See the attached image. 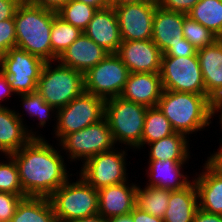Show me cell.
Returning a JSON list of instances; mask_svg holds the SVG:
<instances>
[{"label":"cell","mask_w":222,"mask_h":222,"mask_svg":"<svg viewBox=\"0 0 222 222\" xmlns=\"http://www.w3.org/2000/svg\"><path fill=\"white\" fill-rule=\"evenodd\" d=\"M79 177L72 183L68 179L48 197L58 222H70L98 213V190Z\"/></svg>","instance_id":"8992f818"},{"label":"cell","mask_w":222,"mask_h":222,"mask_svg":"<svg viewBox=\"0 0 222 222\" xmlns=\"http://www.w3.org/2000/svg\"><path fill=\"white\" fill-rule=\"evenodd\" d=\"M104 115L105 100L84 91L65 107L57 110L55 138L60 142L66 135L99 122Z\"/></svg>","instance_id":"52a82bcc"},{"label":"cell","mask_w":222,"mask_h":222,"mask_svg":"<svg viewBox=\"0 0 222 222\" xmlns=\"http://www.w3.org/2000/svg\"><path fill=\"white\" fill-rule=\"evenodd\" d=\"M26 195H16L0 191V222L11 221L18 203Z\"/></svg>","instance_id":"d590c367"},{"label":"cell","mask_w":222,"mask_h":222,"mask_svg":"<svg viewBox=\"0 0 222 222\" xmlns=\"http://www.w3.org/2000/svg\"><path fill=\"white\" fill-rule=\"evenodd\" d=\"M172 190L146 186L143 189L138 185L136 191V207L163 219L168 208L169 196Z\"/></svg>","instance_id":"83f0119b"},{"label":"cell","mask_w":222,"mask_h":222,"mask_svg":"<svg viewBox=\"0 0 222 222\" xmlns=\"http://www.w3.org/2000/svg\"><path fill=\"white\" fill-rule=\"evenodd\" d=\"M44 61L25 50L14 47L0 58V71L14 94L35 92Z\"/></svg>","instance_id":"9c48e42d"},{"label":"cell","mask_w":222,"mask_h":222,"mask_svg":"<svg viewBox=\"0 0 222 222\" xmlns=\"http://www.w3.org/2000/svg\"><path fill=\"white\" fill-rule=\"evenodd\" d=\"M116 54L130 73H160L162 51L151 40L122 41Z\"/></svg>","instance_id":"5bb4252c"},{"label":"cell","mask_w":222,"mask_h":222,"mask_svg":"<svg viewBox=\"0 0 222 222\" xmlns=\"http://www.w3.org/2000/svg\"><path fill=\"white\" fill-rule=\"evenodd\" d=\"M56 14L22 0L14 14L16 47L44 62L52 61L50 34Z\"/></svg>","instance_id":"7a4b0ae2"},{"label":"cell","mask_w":222,"mask_h":222,"mask_svg":"<svg viewBox=\"0 0 222 222\" xmlns=\"http://www.w3.org/2000/svg\"><path fill=\"white\" fill-rule=\"evenodd\" d=\"M130 213L132 215L133 222H164L163 219L155 217L136 206Z\"/></svg>","instance_id":"60d3db41"},{"label":"cell","mask_w":222,"mask_h":222,"mask_svg":"<svg viewBox=\"0 0 222 222\" xmlns=\"http://www.w3.org/2000/svg\"><path fill=\"white\" fill-rule=\"evenodd\" d=\"M22 0H0V21L14 19V14Z\"/></svg>","instance_id":"f35d334b"},{"label":"cell","mask_w":222,"mask_h":222,"mask_svg":"<svg viewBox=\"0 0 222 222\" xmlns=\"http://www.w3.org/2000/svg\"><path fill=\"white\" fill-rule=\"evenodd\" d=\"M22 115L8 107H0V152L5 157L19 151L31 138H42L24 125Z\"/></svg>","instance_id":"9a60e30c"},{"label":"cell","mask_w":222,"mask_h":222,"mask_svg":"<svg viewBox=\"0 0 222 222\" xmlns=\"http://www.w3.org/2000/svg\"><path fill=\"white\" fill-rule=\"evenodd\" d=\"M13 90L11 89V86L7 83L6 78L0 71V107H6L5 105L1 104L3 98L11 97L13 95Z\"/></svg>","instance_id":"ee69618b"},{"label":"cell","mask_w":222,"mask_h":222,"mask_svg":"<svg viewBox=\"0 0 222 222\" xmlns=\"http://www.w3.org/2000/svg\"><path fill=\"white\" fill-rule=\"evenodd\" d=\"M205 92L213 101L222 99V38L197 50Z\"/></svg>","instance_id":"ffe728a7"},{"label":"cell","mask_w":222,"mask_h":222,"mask_svg":"<svg viewBox=\"0 0 222 222\" xmlns=\"http://www.w3.org/2000/svg\"><path fill=\"white\" fill-rule=\"evenodd\" d=\"M56 62L57 66H52V61L44 63L36 92L47 104L58 110L81 95L85 89L84 74Z\"/></svg>","instance_id":"5b68a950"},{"label":"cell","mask_w":222,"mask_h":222,"mask_svg":"<svg viewBox=\"0 0 222 222\" xmlns=\"http://www.w3.org/2000/svg\"><path fill=\"white\" fill-rule=\"evenodd\" d=\"M97 9L77 0H69L57 15L69 24L84 31Z\"/></svg>","instance_id":"4dcf8cb0"},{"label":"cell","mask_w":222,"mask_h":222,"mask_svg":"<svg viewBox=\"0 0 222 222\" xmlns=\"http://www.w3.org/2000/svg\"><path fill=\"white\" fill-rule=\"evenodd\" d=\"M175 133L169 120L158 106L148 107L144 120V129L141 138V147L168 137Z\"/></svg>","instance_id":"f1b7e54d"},{"label":"cell","mask_w":222,"mask_h":222,"mask_svg":"<svg viewBox=\"0 0 222 222\" xmlns=\"http://www.w3.org/2000/svg\"><path fill=\"white\" fill-rule=\"evenodd\" d=\"M184 19V13L165 10L157 6L153 17L151 40L162 51V54L184 38L182 31Z\"/></svg>","instance_id":"44dd1931"},{"label":"cell","mask_w":222,"mask_h":222,"mask_svg":"<svg viewBox=\"0 0 222 222\" xmlns=\"http://www.w3.org/2000/svg\"><path fill=\"white\" fill-rule=\"evenodd\" d=\"M163 90L207 95L197 53L189 57H162Z\"/></svg>","instance_id":"8fae6325"},{"label":"cell","mask_w":222,"mask_h":222,"mask_svg":"<svg viewBox=\"0 0 222 222\" xmlns=\"http://www.w3.org/2000/svg\"><path fill=\"white\" fill-rule=\"evenodd\" d=\"M187 15L222 38V0H200Z\"/></svg>","instance_id":"4316f807"},{"label":"cell","mask_w":222,"mask_h":222,"mask_svg":"<svg viewBox=\"0 0 222 222\" xmlns=\"http://www.w3.org/2000/svg\"><path fill=\"white\" fill-rule=\"evenodd\" d=\"M59 145L61 150L66 151L70 161L81 159L84 163L92 156L113 149L116 143L108 120L104 117L97 123L66 135L59 142Z\"/></svg>","instance_id":"ba28073f"},{"label":"cell","mask_w":222,"mask_h":222,"mask_svg":"<svg viewBox=\"0 0 222 222\" xmlns=\"http://www.w3.org/2000/svg\"><path fill=\"white\" fill-rule=\"evenodd\" d=\"M198 208V193L192 180L185 188L171 191L163 221L192 222Z\"/></svg>","instance_id":"cb8c5ba5"},{"label":"cell","mask_w":222,"mask_h":222,"mask_svg":"<svg viewBox=\"0 0 222 222\" xmlns=\"http://www.w3.org/2000/svg\"><path fill=\"white\" fill-rule=\"evenodd\" d=\"M8 160L0 162V191L16 195H25L20 183L18 167L14 159L7 155Z\"/></svg>","instance_id":"836d02e7"},{"label":"cell","mask_w":222,"mask_h":222,"mask_svg":"<svg viewBox=\"0 0 222 222\" xmlns=\"http://www.w3.org/2000/svg\"><path fill=\"white\" fill-rule=\"evenodd\" d=\"M197 53L195 47L185 38L180 43L169 47L162 55V57H189Z\"/></svg>","instance_id":"8d00e7d4"},{"label":"cell","mask_w":222,"mask_h":222,"mask_svg":"<svg viewBox=\"0 0 222 222\" xmlns=\"http://www.w3.org/2000/svg\"><path fill=\"white\" fill-rule=\"evenodd\" d=\"M143 1H152V0H109L110 6H116L124 3H132V2H143Z\"/></svg>","instance_id":"681fc988"},{"label":"cell","mask_w":222,"mask_h":222,"mask_svg":"<svg viewBox=\"0 0 222 222\" xmlns=\"http://www.w3.org/2000/svg\"><path fill=\"white\" fill-rule=\"evenodd\" d=\"M21 98V101L23 102V108L25 109L27 114L31 117H37L39 120L40 127H45L46 121L50 119V112L56 114L57 110L53 107L47 104L42 96L38 92H32V93H26V94H20L18 95Z\"/></svg>","instance_id":"d6a6232c"},{"label":"cell","mask_w":222,"mask_h":222,"mask_svg":"<svg viewBox=\"0 0 222 222\" xmlns=\"http://www.w3.org/2000/svg\"><path fill=\"white\" fill-rule=\"evenodd\" d=\"M188 160H160L149 159L148 171L149 183L146 186H154L167 190H181L188 186L191 181L189 176L182 173V167Z\"/></svg>","instance_id":"7402d4cb"},{"label":"cell","mask_w":222,"mask_h":222,"mask_svg":"<svg viewBox=\"0 0 222 222\" xmlns=\"http://www.w3.org/2000/svg\"><path fill=\"white\" fill-rule=\"evenodd\" d=\"M11 222H58L47 197L27 196L18 203Z\"/></svg>","instance_id":"d4e9b609"},{"label":"cell","mask_w":222,"mask_h":222,"mask_svg":"<svg viewBox=\"0 0 222 222\" xmlns=\"http://www.w3.org/2000/svg\"><path fill=\"white\" fill-rule=\"evenodd\" d=\"M70 222H107V219L104 218L99 213H97L95 215L80 218V219H75V220H72Z\"/></svg>","instance_id":"7dc6e473"},{"label":"cell","mask_w":222,"mask_h":222,"mask_svg":"<svg viewBox=\"0 0 222 222\" xmlns=\"http://www.w3.org/2000/svg\"><path fill=\"white\" fill-rule=\"evenodd\" d=\"M48 140L31 138L10 156L17 164L20 183L26 196L49 197L72 174H68L64 156Z\"/></svg>","instance_id":"6da1fadb"},{"label":"cell","mask_w":222,"mask_h":222,"mask_svg":"<svg viewBox=\"0 0 222 222\" xmlns=\"http://www.w3.org/2000/svg\"><path fill=\"white\" fill-rule=\"evenodd\" d=\"M107 222H133L131 213L107 219Z\"/></svg>","instance_id":"c3c4849f"},{"label":"cell","mask_w":222,"mask_h":222,"mask_svg":"<svg viewBox=\"0 0 222 222\" xmlns=\"http://www.w3.org/2000/svg\"><path fill=\"white\" fill-rule=\"evenodd\" d=\"M163 88L160 73H129L121 97L147 107L158 105Z\"/></svg>","instance_id":"d6986e66"},{"label":"cell","mask_w":222,"mask_h":222,"mask_svg":"<svg viewBox=\"0 0 222 222\" xmlns=\"http://www.w3.org/2000/svg\"><path fill=\"white\" fill-rule=\"evenodd\" d=\"M43 9L58 12L69 0H26Z\"/></svg>","instance_id":"ab89813d"},{"label":"cell","mask_w":222,"mask_h":222,"mask_svg":"<svg viewBox=\"0 0 222 222\" xmlns=\"http://www.w3.org/2000/svg\"><path fill=\"white\" fill-rule=\"evenodd\" d=\"M147 106L126 100L121 96L105 100V115L115 143L141 148V138Z\"/></svg>","instance_id":"277c9868"},{"label":"cell","mask_w":222,"mask_h":222,"mask_svg":"<svg viewBox=\"0 0 222 222\" xmlns=\"http://www.w3.org/2000/svg\"><path fill=\"white\" fill-rule=\"evenodd\" d=\"M192 222H222V215L209 213L198 208Z\"/></svg>","instance_id":"b9f144b4"},{"label":"cell","mask_w":222,"mask_h":222,"mask_svg":"<svg viewBox=\"0 0 222 222\" xmlns=\"http://www.w3.org/2000/svg\"><path fill=\"white\" fill-rule=\"evenodd\" d=\"M83 2L89 6L96 8L97 10H101L110 6L109 0H77Z\"/></svg>","instance_id":"f6af8a7d"},{"label":"cell","mask_w":222,"mask_h":222,"mask_svg":"<svg viewBox=\"0 0 222 222\" xmlns=\"http://www.w3.org/2000/svg\"><path fill=\"white\" fill-rule=\"evenodd\" d=\"M137 186L127 181L99 189L98 213L106 219L130 213L136 206Z\"/></svg>","instance_id":"e0dca14e"},{"label":"cell","mask_w":222,"mask_h":222,"mask_svg":"<svg viewBox=\"0 0 222 222\" xmlns=\"http://www.w3.org/2000/svg\"><path fill=\"white\" fill-rule=\"evenodd\" d=\"M83 33L108 53H116L122 43L117 15L112 6L97 10Z\"/></svg>","instance_id":"2e32d148"},{"label":"cell","mask_w":222,"mask_h":222,"mask_svg":"<svg viewBox=\"0 0 222 222\" xmlns=\"http://www.w3.org/2000/svg\"><path fill=\"white\" fill-rule=\"evenodd\" d=\"M83 33L77 27L69 24L57 14L53 18L51 29L52 62L65 52V50Z\"/></svg>","instance_id":"f546056e"},{"label":"cell","mask_w":222,"mask_h":222,"mask_svg":"<svg viewBox=\"0 0 222 222\" xmlns=\"http://www.w3.org/2000/svg\"><path fill=\"white\" fill-rule=\"evenodd\" d=\"M157 6V0L113 6L122 41L151 39L153 17Z\"/></svg>","instance_id":"4fadbf2b"},{"label":"cell","mask_w":222,"mask_h":222,"mask_svg":"<svg viewBox=\"0 0 222 222\" xmlns=\"http://www.w3.org/2000/svg\"><path fill=\"white\" fill-rule=\"evenodd\" d=\"M126 150L115 147L87 159L79 175L96 190L128 181Z\"/></svg>","instance_id":"7c38bea8"},{"label":"cell","mask_w":222,"mask_h":222,"mask_svg":"<svg viewBox=\"0 0 222 222\" xmlns=\"http://www.w3.org/2000/svg\"><path fill=\"white\" fill-rule=\"evenodd\" d=\"M188 137L184 134L175 132L168 137L149 143V159L160 160H189L190 148Z\"/></svg>","instance_id":"484cf974"},{"label":"cell","mask_w":222,"mask_h":222,"mask_svg":"<svg viewBox=\"0 0 222 222\" xmlns=\"http://www.w3.org/2000/svg\"><path fill=\"white\" fill-rule=\"evenodd\" d=\"M206 162L219 174H222V144L214 154L212 153V155L207 158Z\"/></svg>","instance_id":"7bdbcfd3"},{"label":"cell","mask_w":222,"mask_h":222,"mask_svg":"<svg viewBox=\"0 0 222 222\" xmlns=\"http://www.w3.org/2000/svg\"><path fill=\"white\" fill-rule=\"evenodd\" d=\"M109 53L82 33L57 59L61 64L85 74Z\"/></svg>","instance_id":"ac0fdd59"},{"label":"cell","mask_w":222,"mask_h":222,"mask_svg":"<svg viewBox=\"0 0 222 222\" xmlns=\"http://www.w3.org/2000/svg\"><path fill=\"white\" fill-rule=\"evenodd\" d=\"M158 6L165 10L188 14L200 0H157Z\"/></svg>","instance_id":"74e56055"},{"label":"cell","mask_w":222,"mask_h":222,"mask_svg":"<svg viewBox=\"0 0 222 222\" xmlns=\"http://www.w3.org/2000/svg\"><path fill=\"white\" fill-rule=\"evenodd\" d=\"M211 102L207 95L163 90L157 106L175 132L189 136L212 123Z\"/></svg>","instance_id":"3957f363"},{"label":"cell","mask_w":222,"mask_h":222,"mask_svg":"<svg viewBox=\"0 0 222 222\" xmlns=\"http://www.w3.org/2000/svg\"><path fill=\"white\" fill-rule=\"evenodd\" d=\"M203 165V172L196 175L193 181L198 193L199 208L209 213L222 215V174H219L207 162Z\"/></svg>","instance_id":"603a6c76"},{"label":"cell","mask_w":222,"mask_h":222,"mask_svg":"<svg viewBox=\"0 0 222 222\" xmlns=\"http://www.w3.org/2000/svg\"><path fill=\"white\" fill-rule=\"evenodd\" d=\"M182 31L184 38L188 40L196 50L212 45L219 39L209 29L193 20L187 14H185V19L183 20Z\"/></svg>","instance_id":"1f68e13d"},{"label":"cell","mask_w":222,"mask_h":222,"mask_svg":"<svg viewBox=\"0 0 222 222\" xmlns=\"http://www.w3.org/2000/svg\"><path fill=\"white\" fill-rule=\"evenodd\" d=\"M218 112H220L221 114L219 115V119H220L219 124L221 125V129H222V99L213 100L211 102V118H214L213 116H215V114H217ZM221 142H222V138H221Z\"/></svg>","instance_id":"bcb514c9"},{"label":"cell","mask_w":222,"mask_h":222,"mask_svg":"<svg viewBox=\"0 0 222 222\" xmlns=\"http://www.w3.org/2000/svg\"><path fill=\"white\" fill-rule=\"evenodd\" d=\"M14 47H16L14 19L0 21V58Z\"/></svg>","instance_id":"e575fe53"},{"label":"cell","mask_w":222,"mask_h":222,"mask_svg":"<svg viewBox=\"0 0 222 222\" xmlns=\"http://www.w3.org/2000/svg\"><path fill=\"white\" fill-rule=\"evenodd\" d=\"M128 68L116 53H109L84 74L85 92L104 100L121 95L129 75Z\"/></svg>","instance_id":"30bf717a"}]
</instances>
